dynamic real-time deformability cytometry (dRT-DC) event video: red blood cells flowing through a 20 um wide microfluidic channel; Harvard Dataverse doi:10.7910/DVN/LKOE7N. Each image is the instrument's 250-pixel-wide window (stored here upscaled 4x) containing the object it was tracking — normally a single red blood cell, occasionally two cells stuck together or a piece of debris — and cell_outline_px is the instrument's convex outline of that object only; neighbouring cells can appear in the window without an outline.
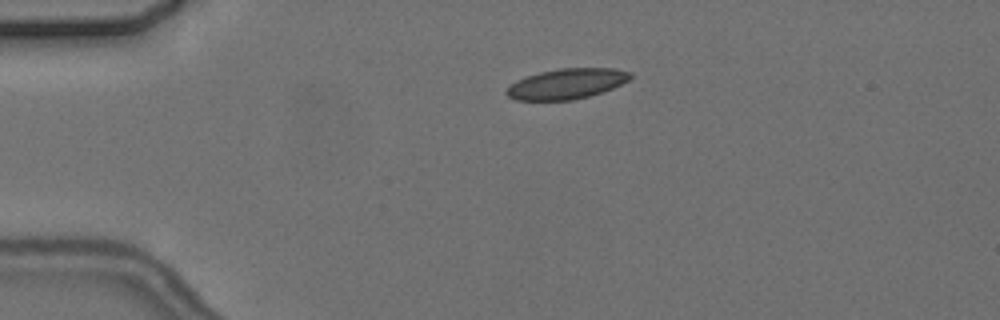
{"species": "common noctule bat (a hibernating species)", "species_latin": "Nyctalus noctula", "temperature_condition": "cold", "stored_images_in_passage": 2, "camera_frame_rate_fps": 3000, "um_per_image_px": 0.085, "animal": {"sex": "female", "body_mass_g": 24.6, "forearm_length_mm": 56.2}, "frame": {"image": 1, "passage_image": 1, "time_ms": 0.0, "image_size_px": [1000, 320], "cell_outline_px": [[632, 76], [628, 80], [612, 88], [588, 96], [572, 100], [516, 100], [508, 96], [504, 92], [516, 80], [540, 72], [560, 68], [612, 68], [632, 72]], "centroid_in_image_um": [48.16, 7.12], "position_along_channel_um": 36.8, "area_um2": 21.68}}